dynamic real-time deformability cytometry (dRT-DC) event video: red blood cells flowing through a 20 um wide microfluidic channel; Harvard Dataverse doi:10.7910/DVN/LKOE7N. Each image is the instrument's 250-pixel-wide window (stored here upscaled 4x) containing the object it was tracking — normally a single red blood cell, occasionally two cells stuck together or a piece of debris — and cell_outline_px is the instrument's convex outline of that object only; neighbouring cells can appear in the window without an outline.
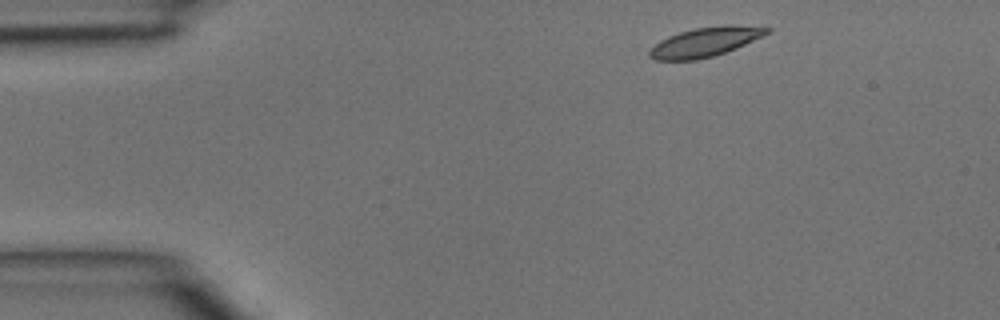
{"species": "common noctule bat (a hibernating species)", "species_latin": "Nyctalus noctula", "temperature_condition": "room temperature", "stored_images_in_passage": 5, "segment_of_instrument_passage": [2, 2], "camera_frame_rate_fps": 3000, "um_per_image_px": 0.085, "animal": {"sex": "male", "body_mass_g": 15.6}, "frame": {"image": 1, "passage_image": 5, "time_ms": 1.333, "image_size_px": [1000, 320], "cell_outline_px": [[772, 28], [764, 36], [736, 48], [712, 56], [696, 60], [656, 60], [648, 56], [648, 52], [660, 40], [668, 36], [680, 32], [696, 28], [724, 24], [736, 24]], "centroid_in_image_um": [59.96, 3.55], "position_along_channel_um": 25.0, "area_um2": 20.06}}